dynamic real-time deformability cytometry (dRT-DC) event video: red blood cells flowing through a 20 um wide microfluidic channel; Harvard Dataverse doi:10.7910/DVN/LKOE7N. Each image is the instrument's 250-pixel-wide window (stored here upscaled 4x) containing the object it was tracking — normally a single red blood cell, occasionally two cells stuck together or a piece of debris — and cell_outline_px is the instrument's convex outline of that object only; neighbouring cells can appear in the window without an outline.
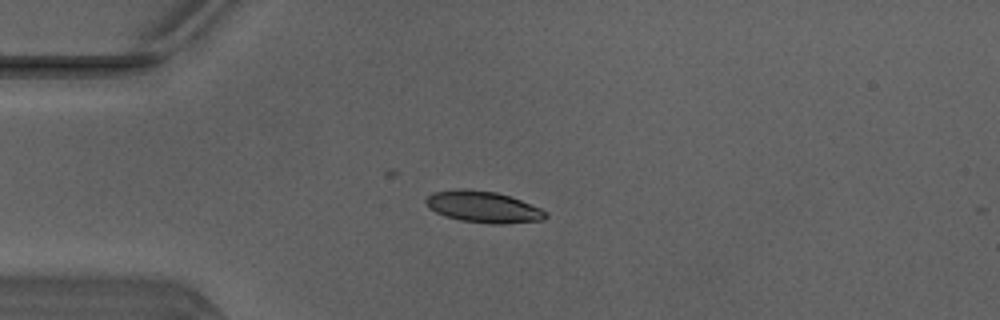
{"species": "Egyptian fruit bat (a non-hibernating species)", "species_latin": "Rousettus aegyptiacus", "temperature_condition": "warm", "stored_images_in_passage": 23, "camera_frame_rate_fps": 3000, "um_per_image_px": 0.085, "animal": {"sex": "male"}, "frame": {"image": 1, "passage_image": 3, "time_ms": 0.667, "image_size_px": [1000, 320], "cell_outline_px": [[548, 216], [544, 220], [504, 224], [492, 224], [460, 220], [444, 216], [428, 208], [424, 200], [432, 192], [464, 188], [496, 192], [520, 200], [540, 208]], "centroid_in_image_um": [41.04, 17.59], "position_along_channel_um": 44.0, "area_um2": 21.91}}
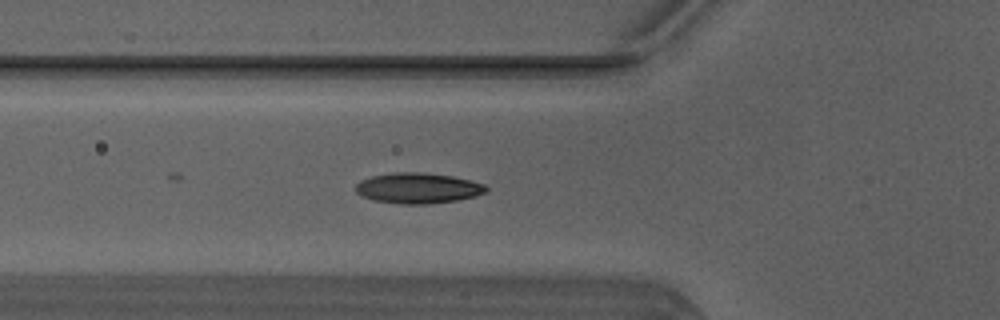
{"frame": {"image": 2, "passage_image": 8, "time_ms": 2.333, "image_size_px": [1000, 320], "cell_outline_px": [[488, 192], [476, 196], [456, 200], [428, 204], [396, 204], [372, 200], [360, 196], [356, 192], [356, 184], [360, 180], [372, 176], [392, 172], [424, 172], [452, 176], [484, 184], [488, 188]], "centroid_in_image_um": [35.5, 15.99], "position_along_channel_um": 90.3, "area_um2": 23.47}}
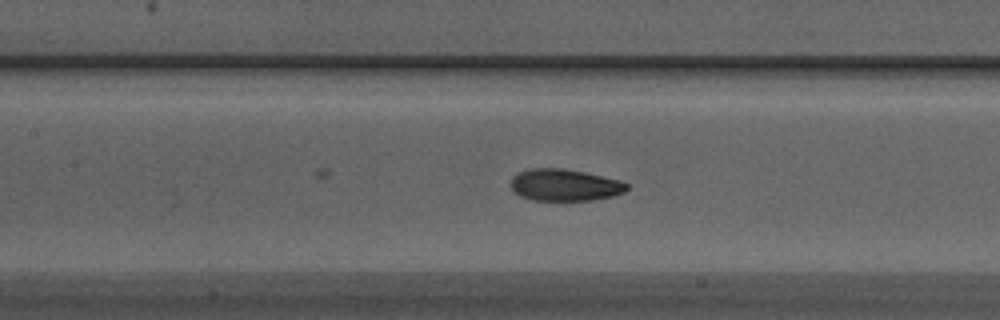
{"frame": {"image": 3, "passage_image": 13, "time_ms": 4.0, "image_size_px": [1000, 320], "cell_outline_px": [[628, 188], [624, 192], [612, 196], [592, 200], [532, 200], [520, 196], [512, 192], [512, 176], [528, 168], [564, 168], [584, 172], [620, 180], [628, 184]], "centroid_in_image_um": [47.98, 15.72], "position_along_channel_um": 159.4, "area_um2": 21.56}}